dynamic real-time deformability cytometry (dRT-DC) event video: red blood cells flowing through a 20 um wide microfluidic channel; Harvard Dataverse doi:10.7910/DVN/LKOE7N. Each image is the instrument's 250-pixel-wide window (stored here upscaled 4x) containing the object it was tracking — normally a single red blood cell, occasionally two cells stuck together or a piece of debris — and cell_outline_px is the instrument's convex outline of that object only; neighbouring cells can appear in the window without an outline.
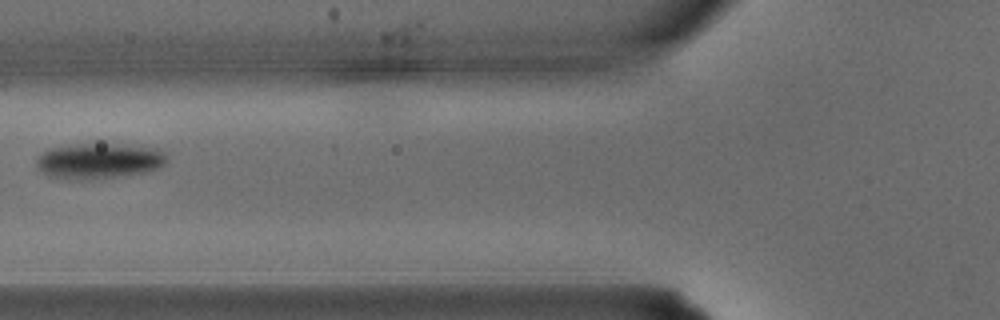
{"species": "common noctule bat (a hibernating species)", "species_latin": "Nyctalus noctula", "temperature_condition": "warm", "stored_images_in_passage": 3, "camera_frame_rate_fps": 3000, "um_per_image_px": 0.085, "animal": {"sex": "male", "body_mass_g": 15.6}, "frame": {"image": 1, "passage_image": 3, "time_ms": 0.667, "image_size_px": [1000, 320], "cell_outline_px": [[168, 160], [164, 164], [156, 168], [144, 172], [92, 180], [68, 180], [48, 176], [40, 172], [36, 168], [36, 160], [44, 152], [52, 148], [76, 144], [108, 144], [160, 148], [168, 156]], "centroid_in_image_um": [8.39, 13.7], "position_along_channel_um": 117.4, "area_um2": 27.11}}